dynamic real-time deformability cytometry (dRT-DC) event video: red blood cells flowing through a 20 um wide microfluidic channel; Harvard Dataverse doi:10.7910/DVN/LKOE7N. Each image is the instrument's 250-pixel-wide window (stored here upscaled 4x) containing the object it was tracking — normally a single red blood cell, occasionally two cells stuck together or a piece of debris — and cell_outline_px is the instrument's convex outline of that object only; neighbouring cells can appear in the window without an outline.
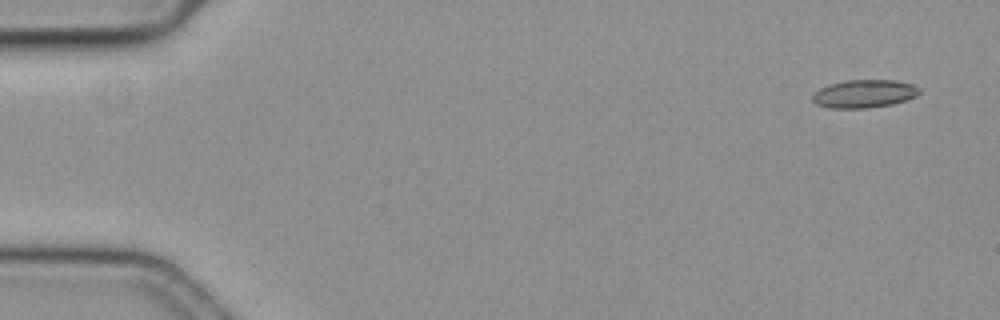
{"species": "common noctule bat (a hibernating species)", "species_latin": "Nyctalus noctula", "temperature_condition": "cold", "stored_images_in_passage": 4, "camera_frame_rate_fps": 3000, "um_per_image_px": 0.085, "animal": {"sex": "female", "body_mass_g": 19.3, "forearm_length_mm": 54.1}, "frame": {"image": 1, "passage_image": 1, "time_ms": 0.0, "image_size_px": [1000, 320], "cell_outline_px": [[920, 92], [916, 96], [908, 100], [892, 104], [868, 108], [828, 108], [816, 104], [812, 100], [812, 92], [828, 84], [844, 80], [896, 80], [912, 84], [920, 88]], "centroid_in_image_um": [73.43, 7.96], "position_along_channel_um": 11.6, "area_um2": 17.74}}